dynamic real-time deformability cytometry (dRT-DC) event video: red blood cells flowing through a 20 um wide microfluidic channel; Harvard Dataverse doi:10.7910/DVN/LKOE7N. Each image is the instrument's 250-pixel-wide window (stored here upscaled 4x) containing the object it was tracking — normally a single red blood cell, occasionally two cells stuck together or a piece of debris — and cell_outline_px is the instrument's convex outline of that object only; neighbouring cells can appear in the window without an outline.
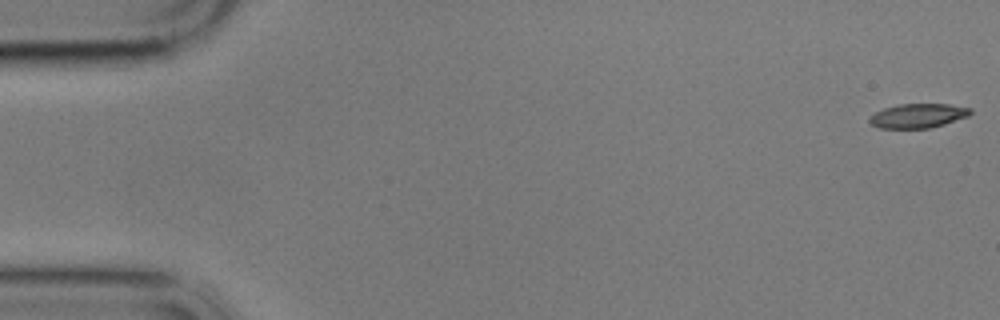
{"species": "common noctule bat (a hibernating species)", "species_latin": "Nyctalus noctula", "temperature_condition": "cold", "stored_images_in_passage": 8, "camera_frame_rate_fps": 3000, "um_per_image_px": 0.085, "animal": {"sex": "male", "body_mass_g": 17.9}, "frame": {"image": 1, "passage_image": 1, "time_ms": 0.0, "image_size_px": [1000, 320], "cell_outline_px": [[972, 112], [968, 116], [944, 124], [928, 128], [880, 128], [872, 124], [868, 120], [876, 112], [884, 108], [896, 104], [948, 104], [972, 108]], "centroid_in_image_um": [78.05, 9.83], "position_along_channel_um": 7.0, "area_um2": 14.16}}
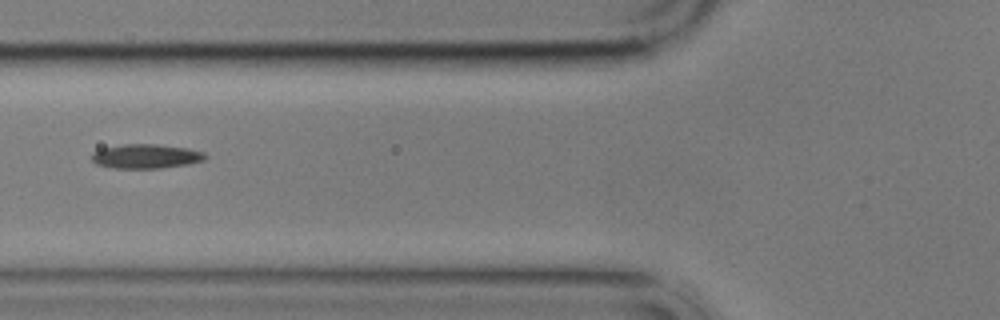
{"frame": {"image": 2, "passage_image": 7, "time_ms": 7.0, "image_size_px": [1000, 320], "cell_outline_px": [[208, 156], [204, 160], [188, 164], [160, 168], [112, 168], [96, 164], [92, 160], [92, 152], [100, 148], [124, 144], [156, 144], [188, 148], [204, 152]], "centroid_in_image_um": [12.4, 13.28], "position_along_channel_um": 113.4, "area_um2": 16.18}}
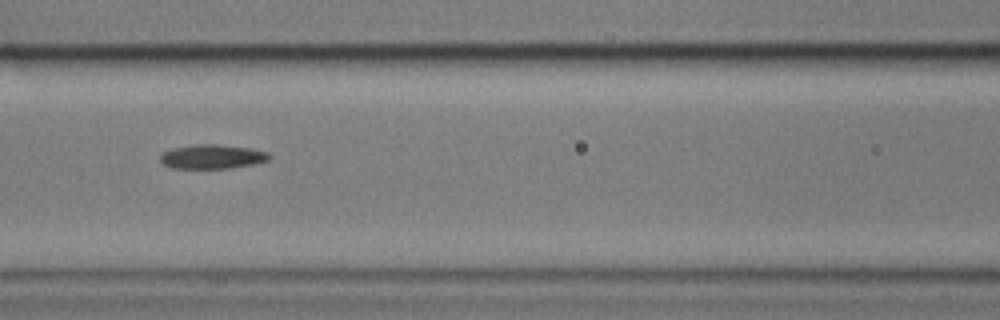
{"frame": {"image": 3, "passage_image": 8, "time_ms": 8.0, "image_size_px": [1000, 320], "cell_outline_px": [[272, 156], [268, 160], [252, 164], [232, 168], [172, 168], [164, 164], [160, 160], [160, 156], [164, 152], [172, 148], [196, 144], [216, 144], [248, 148], [268, 152]], "centroid_in_image_um": [18.04, 13.31], "position_along_channel_um": 148.6, "area_um2": 15.26}}